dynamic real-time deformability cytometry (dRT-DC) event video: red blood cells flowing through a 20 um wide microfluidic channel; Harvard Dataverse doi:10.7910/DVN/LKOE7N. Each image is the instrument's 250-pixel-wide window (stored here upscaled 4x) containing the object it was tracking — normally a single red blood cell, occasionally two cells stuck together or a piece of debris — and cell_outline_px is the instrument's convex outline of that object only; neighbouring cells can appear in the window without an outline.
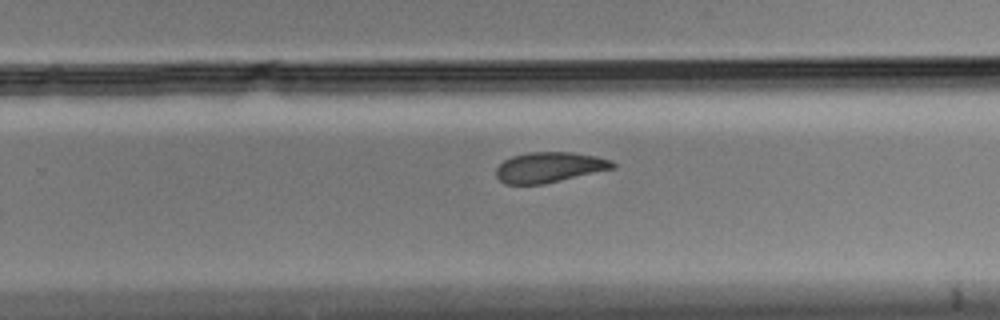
{"species": "Egyptian fruit bat (a non-hibernating species)", "species_latin": "Rousettus aegyptiacus", "temperature_condition": "cold", "stored_images_in_passage": 8, "camera_frame_rate_fps": 3000, "um_per_image_px": 0.085, "animal": {"sex": "male"}, "frame": {"image": 1, "passage_image": 7, "time_ms": 2.0, "image_size_px": [1000, 320], "cell_outline_px": [[616, 168], [544, 184], [504, 184], [496, 176], [496, 168], [504, 160], [512, 156], [528, 152], [572, 152], [596, 156], [612, 160], [616, 164]], "centroid_in_image_um": [46.71, 14.22], "position_along_channel_um": 283.1, "area_um2": 20.75}}